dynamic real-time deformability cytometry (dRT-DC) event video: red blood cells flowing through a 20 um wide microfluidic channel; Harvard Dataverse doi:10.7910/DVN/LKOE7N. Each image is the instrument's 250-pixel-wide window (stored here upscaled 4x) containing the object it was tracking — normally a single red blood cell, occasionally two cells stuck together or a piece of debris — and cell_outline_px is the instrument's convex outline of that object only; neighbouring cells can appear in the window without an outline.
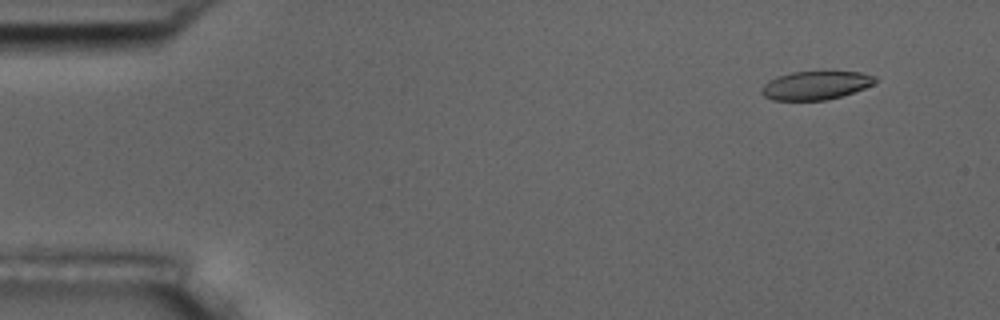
{"species": "common noctule bat (a hibernating species)", "species_latin": "Nyctalus noctula", "temperature_condition": "room temperature", "stored_images_in_passage": 5, "camera_frame_rate_fps": 3000, "um_per_image_px": 0.085, "animal": {"sex": "male", "body_mass_g": 17.5, "forearm_length_mm": 52.3}, "frame": {"image": 1, "passage_image": 2, "time_ms": 1.333, "image_size_px": [1000, 320], "cell_outline_px": [[880, 80], [864, 88], [840, 96], [824, 100], [772, 100], [764, 96], [760, 92], [760, 88], [768, 80], [776, 76], [792, 72], [860, 72], [876, 76]], "centroid_in_image_um": [69.3, 7.25], "position_along_channel_um": 15.7, "area_um2": 18.84}}
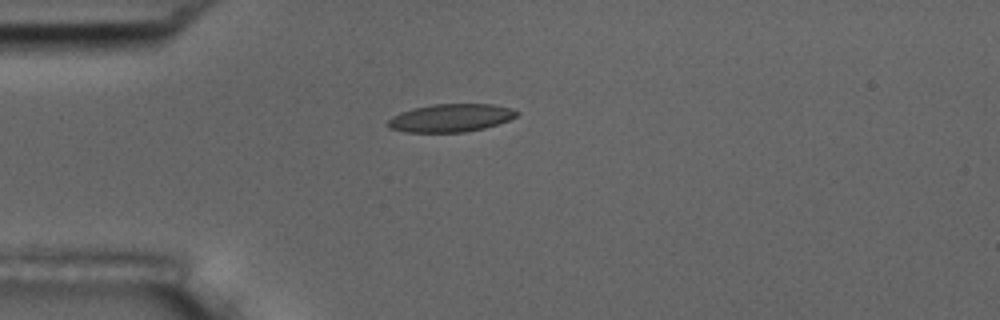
{"frame": {"image": 2, "passage_image": 5, "time_ms": 4.667, "image_size_px": [1000, 320], "cell_outline_px": [[520, 112], [516, 116], [508, 120], [484, 128], [464, 132], [404, 132], [388, 128], [388, 120], [392, 116], [400, 112], [412, 108], [432, 104], [492, 104], [512, 108]], "centroid_in_image_um": [38.28, 10.02], "position_along_channel_um": 46.7, "area_um2": 21.04}}